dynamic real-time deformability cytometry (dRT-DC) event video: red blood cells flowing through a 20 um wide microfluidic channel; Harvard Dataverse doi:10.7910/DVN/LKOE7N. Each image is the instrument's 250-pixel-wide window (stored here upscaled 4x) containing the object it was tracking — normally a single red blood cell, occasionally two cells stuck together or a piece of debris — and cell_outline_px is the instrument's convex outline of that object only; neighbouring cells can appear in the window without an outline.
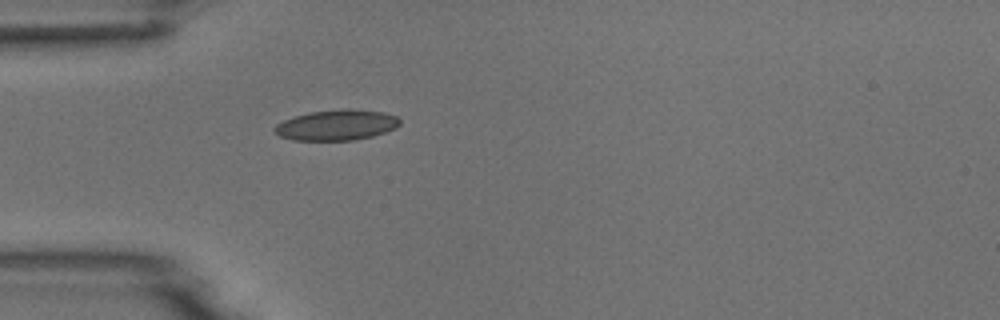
{"species": "common noctule bat (a hibernating species)", "species_latin": "Nyctalus noctula", "temperature_condition": "room temperature", "stored_images_in_passage": 1, "camera_frame_rate_fps": 3000, "um_per_image_px": 0.085, "animal": {"sex": "male", "body_mass_g": 18.8}, "frame": {"image": 1, "passage_image": 1, "time_ms": 0.0, "image_size_px": [1000, 320], "cell_outline_px": [[400, 124], [396, 128], [372, 136], [352, 140], [292, 140], [280, 136], [272, 128], [276, 124], [284, 120], [308, 112], [344, 108], [348, 108], [384, 112], [396, 116], [400, 120]], "centroid_in_image_um": [28.61, 10.62], "position_along_channel_um": 56.4, "area_um2": 22.31}}